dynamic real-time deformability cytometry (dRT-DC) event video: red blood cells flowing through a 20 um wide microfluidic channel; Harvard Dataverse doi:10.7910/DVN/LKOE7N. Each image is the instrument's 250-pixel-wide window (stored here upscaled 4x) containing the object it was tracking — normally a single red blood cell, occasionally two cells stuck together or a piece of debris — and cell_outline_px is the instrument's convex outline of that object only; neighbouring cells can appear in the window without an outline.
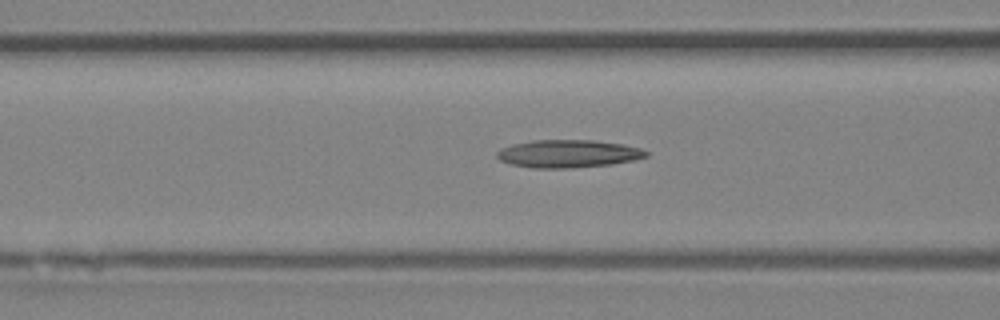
{"species": "Egyptian fruit bat (a non-hibernating species)", "species_latin": "Rousettus aegyptiacus", "temperature_condition": "room temperature", "stored_images_in_passage": 15, "camera_frame_rate_fps": 3000, "um_per_image_px": 0.085, "animal": {"sex": "female"}, "frame": {"image": 1, "passage_image": 13, "time_ms": 4.0, "image_size_px": [1000, 320], "cell_outline_px": [[648, 156], [632, 160], [612, 164], [572, 168], [532, 168], [512, 164], [500, 160], [496, 156], [496, 152], [500, 148], [512, 144], [532, 140], [592, 140], [624, 144], [640, 148], [648, 152]], "centroid_in_image_um": [48.27, 13.06], "position_along_channel_um": 118.3, "area_um2": 24.22}}